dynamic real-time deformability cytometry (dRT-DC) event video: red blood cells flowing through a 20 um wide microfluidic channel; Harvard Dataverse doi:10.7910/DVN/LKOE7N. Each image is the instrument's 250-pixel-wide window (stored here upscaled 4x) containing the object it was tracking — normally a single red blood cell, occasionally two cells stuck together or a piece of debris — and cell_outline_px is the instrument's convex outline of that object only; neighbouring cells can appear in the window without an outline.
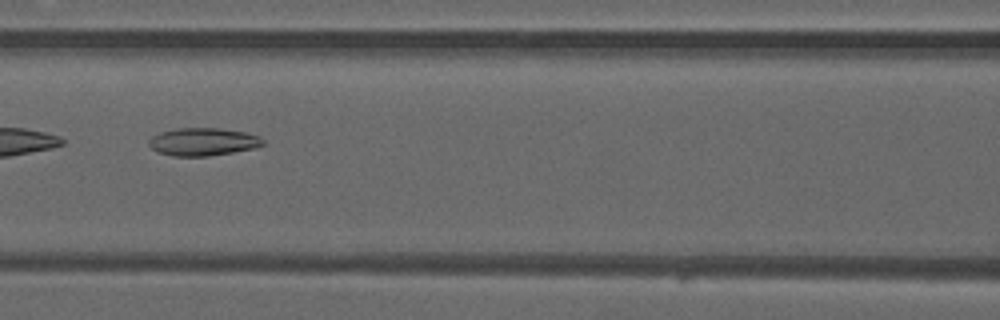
{"species": "common noctule bat (a hibernating species)", "species_latin": "Nyctalus noctula", "temperature_condition": "warm", "stored_images_in_passage": 6, "camera_frame_rate_fps": 3000, "um_per_image_px": 0.085, "animal": {"sex": "male", "forearm_length_mm": 52.5}, "frame": {"image": 1, "passage_image": 6, "time_ms": 1.667, "image_size_px": [1000, 320], "cell_outline_px": [[264, 144], [256, 148], [208, 156], [172, 156], [156, 152], [148, 144], [148, 140], [152, 136], [160, 132], [176, 128], [220, 128], [244, 132], [260, 136], [264, 140]], "centroid_in_image_um": [17.24, 12.05], "position_along_channel_um": 149.4, "area_um2": 18.61}}